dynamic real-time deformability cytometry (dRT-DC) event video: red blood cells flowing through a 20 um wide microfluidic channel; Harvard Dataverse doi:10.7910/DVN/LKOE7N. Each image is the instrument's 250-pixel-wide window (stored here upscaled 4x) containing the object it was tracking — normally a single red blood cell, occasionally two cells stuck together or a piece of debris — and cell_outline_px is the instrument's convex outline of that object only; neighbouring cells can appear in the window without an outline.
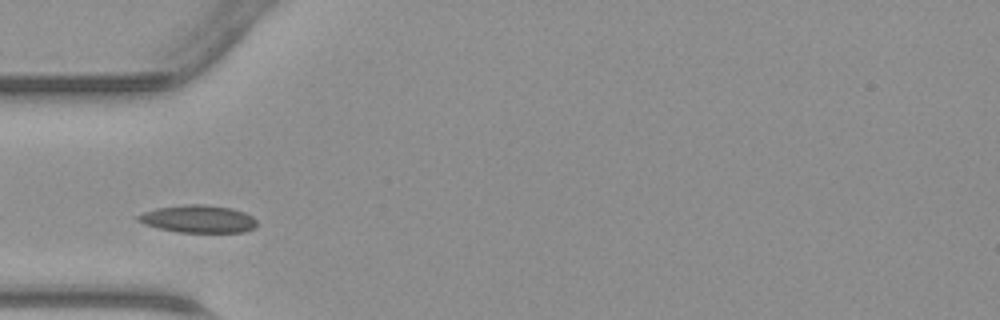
{"species": "common noctule bat (a hibernating species)", "species_latin": "Nyctalus noctula", "temperature_condition": "warm", "stored_images_in_passage": 21, "camera_frame_rate_fps": 3000, "um_per_image_px": 0.085, "animal": {"sex": "male", "body_mass_g": 23.1, "forearm_length_mm": 52.7}, "frame": {"image": 1, "passage_image": 7, "time_ms": 2.0, "image_size_px": [1000, 320], "cell_outline_px": [[256, 228], [244, 232], [176, 232], [144, 224], [136, 220], [136, 216], [144, 212], [156, 208], [184, 204], [204, 204], [232, 208], [244, 212], [252, 216], [256, 220]], "centroid_in_image_um": [16.85, 18.6], "position_along_channel_um": 68.1, "area_um2": 19.19}}
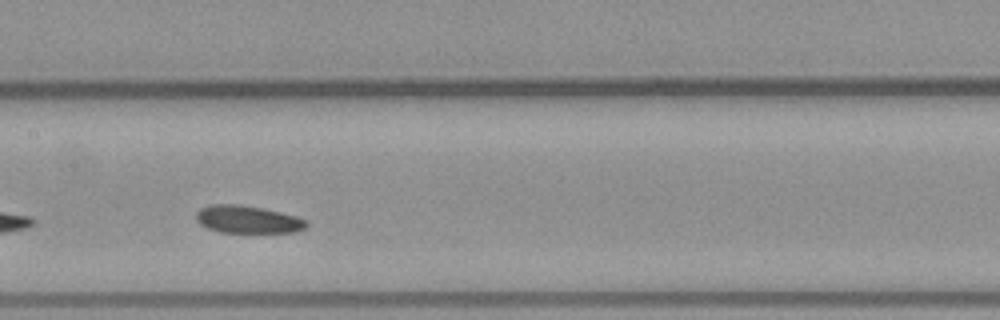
{"frame": {"image": 2, "passage_image": 15, "time_ms": 4.667, "image_size_px": [1000, 320], "cell_outline_px": [[308, 224], [304, 228], [296, 232], [220, 232], [208, 228], [200, 224], [196, 220], [196, 212], [200, 208], [212, 204], [240, 204], [264, 208], [296, 216], [308, 220]], "centroid_in_image_um": [21.05, 18.64], "position_along_channel_um": 186.3, "area_um2": 17.8}}
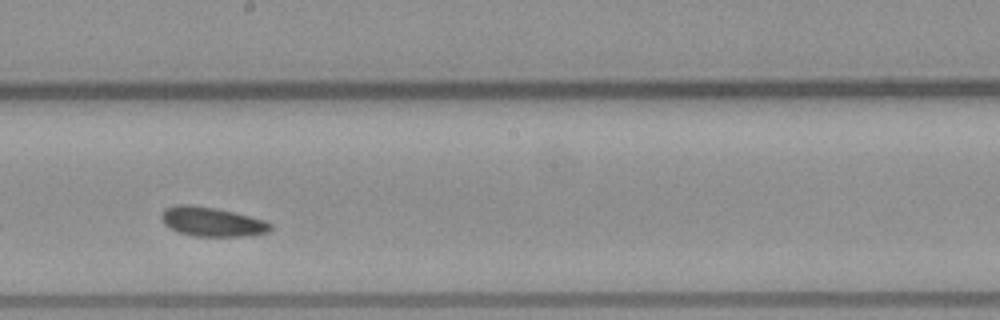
{"frame": {"image": 3, "passage_image": 18, "time_ms": 5.667, "image_size_px": [1000, 320], "cell_outline_px": [[272, 228], [268, 232], [252, 236], [196, 236], [180, 232], [164, 224], [160, 216], [164, 208], [176, 204], [188, 204], [216, 208], [264, 220], [272, 224]], "centroid_in_image_um": [18.01, 18.84], "position_along_channel_um": 230.2, "area_um2": 18.55}}